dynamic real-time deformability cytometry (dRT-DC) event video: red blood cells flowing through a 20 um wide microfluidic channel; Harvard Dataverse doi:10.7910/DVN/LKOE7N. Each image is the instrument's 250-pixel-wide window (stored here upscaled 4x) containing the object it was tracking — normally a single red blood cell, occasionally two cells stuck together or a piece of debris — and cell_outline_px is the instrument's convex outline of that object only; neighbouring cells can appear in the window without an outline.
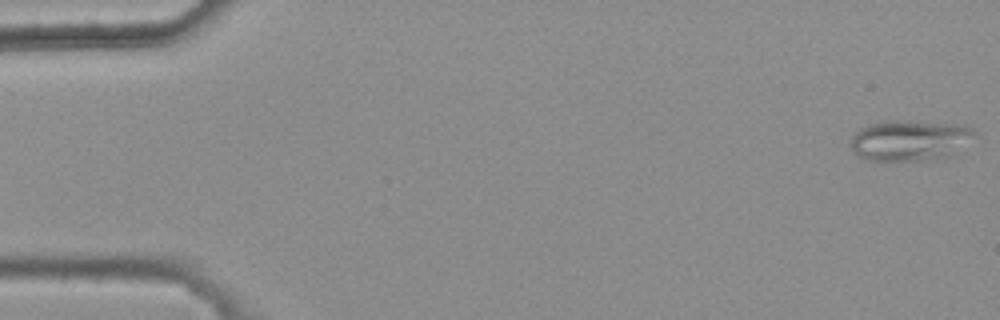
{"species": "common noctule bat (a hibernating species)", "species_latin": "Nyctalus noctula", "temperature_condition": "warm", "stored_images_in_passage": 5, "camera_frame_rate_fps": 3000, "um_per_image_px": 0.085, "animal": {"sex": "female", "body_mass_g": 25.1}, "frame": {"image": 1, "passage_image": 1, "time_ms": 0.0, "image_size_px": [1000, 320], "cell_outline_px": [[980, 136], [948, 156], [928, 160], [864, 160], [856, 156], [848, 144], [852, 136], [860, 128], [872, 124], [892, 120], [916, 120], [964, 124], [972, 128]], "centroid_in_image_um": [77.37, 11.91], "position_along_channel_um": 7.6, "area_um2": 30.11}}